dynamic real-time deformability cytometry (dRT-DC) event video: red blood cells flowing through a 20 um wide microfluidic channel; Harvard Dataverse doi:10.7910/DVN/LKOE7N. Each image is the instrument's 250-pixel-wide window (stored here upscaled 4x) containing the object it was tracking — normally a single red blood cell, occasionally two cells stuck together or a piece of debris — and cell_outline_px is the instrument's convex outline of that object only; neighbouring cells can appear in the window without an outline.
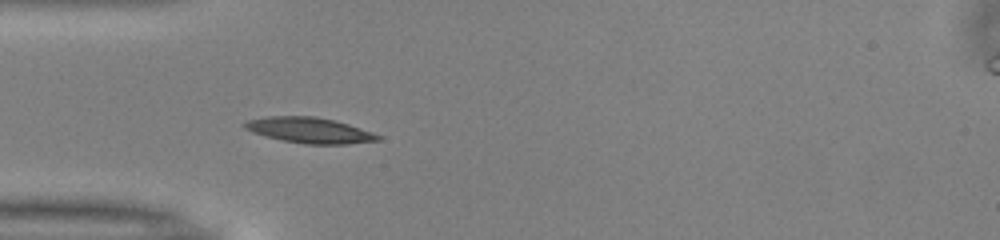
{"species": "common noctule bat (a hibernating species)", "species_latin": "Nyctalus noctula", "temperature_condition": "warm", "stored_images_in_passage": 37, "camera_frame_rate_fps": 3000, "um_per_image_px": 0.085, "animal": {"sex": "male", "body_mass_g": 13.0, "forearm_length_mm": 53.1}, "frame": {"image": 1, "passage_image": 1, "time_ms": 0.0, "image_size_px": [1000, 240], "cell_outline_px": [[380, 140], [348, 144], [304, 144], [264, 136], [252, 132], [244, 128], [240, 124], [248, 120], [268, 116], [316, 116], [348, 124], [372, 132], [380, 136]], "centroid_in_image_um": [26.26, 11.07], "position_along_channel_um": 58.7, "area_um2": 19.83}}
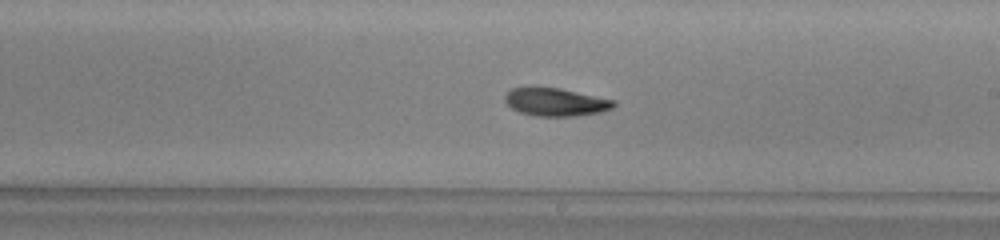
{"frame": {"image": 2, "passage_image": 15, "time_ms": 4.667, "image_size_px": [1000, 240], "cell_outline_px": [[616, 104], [612, 108], [600, 112], [576, 116], [536, 116], [520, 112], [512, 108], [504, 100], [504, 96], [512, 88], [532, 84], [536, 84], [560, 88], [616, 100]], "centroid_in_image_um": [47.19, 8.63], "position_along_channel_um": 241.8, "area_um2": 18.32}}
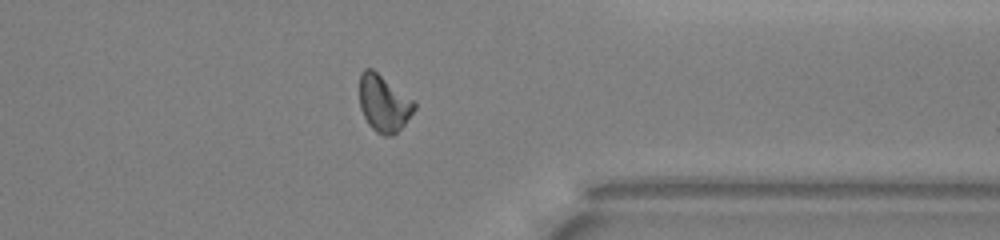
{"frame": {"image": 3, "passage_image": 26, "time_ms": 8.333, "image_size_px": [1000, 240], "cell_outline_px": [[416, 108], [404, 124], [392, 136], [384, 136], [376, 132], [368, 124], [360, 108], [360, 72], [364, 68], [372, 68], [416, 100]], "centroid_in_image_um": [32.63, 8.76], "position_along_channel_um": 378.8, "area_um2": 18.38}, "authors_computed_cell_mechanics": {"area_um2": 18.0914, "velocity_mm_per_s": 3.9982, "shape_relaxation_time_tau1_ms": 4.7475, "shape_relaxation_time_tau2_ms": 4.7727, "deformation_change_tau1": 0.1487, "deformation_change_tau2": 0.1107}}